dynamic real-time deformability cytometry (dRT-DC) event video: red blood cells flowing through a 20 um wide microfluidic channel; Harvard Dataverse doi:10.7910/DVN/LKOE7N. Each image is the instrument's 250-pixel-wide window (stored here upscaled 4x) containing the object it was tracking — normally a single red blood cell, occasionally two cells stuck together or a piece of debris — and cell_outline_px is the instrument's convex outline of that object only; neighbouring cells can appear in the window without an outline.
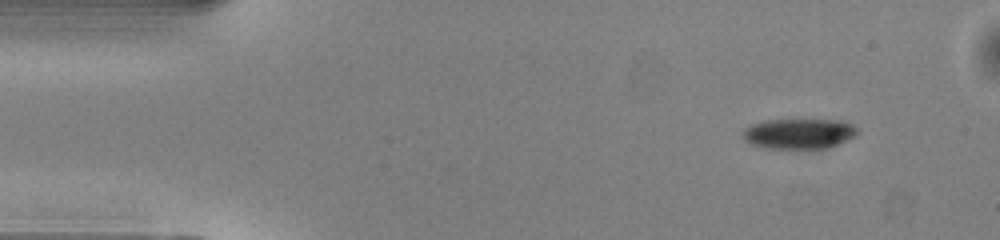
{"species": "common noctule bat (a hibernating species)", "species_latin": "Nyctalus noctula", "temperature_condition": "warm", "stored_images_in_passage": 46, "camera_frame_rate_fps": 3000, "um_per_image_px": 0.085, "animal": {"sex": "male", "body_mass_g": 13.0, "forearm_length_mm": 53.1}, "frame": {"image": 1, "passage_image": 1, "time_ms": 0.0, "image_size_px": [1000, 240], "cell_outline_px": [[860, 132], [856, 136], [848, 140], [828, 148], [764, 148], [748, 144], [744, 140], [740, 132], [744, 128], [752, 124], [764, 120], [844, 120], [852, 124]], "centroid_in_image_um": [67.89, 11.36], "position_along_channel_um": 17.1, "area_um2": 20.58}}
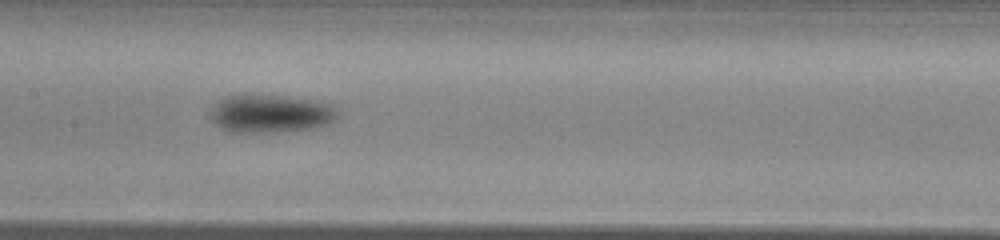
{"frame": {"image": 2, "passage_image": 20, "time_ms": 6.333, "image_size_px": [1000, 240], "cell_outline_px": [[340, 112], [328, 124], [308, 128], [272, 132], [232, 132], [220, 128], [212, 120], [208, 112], [216, 100], [224, 96], [288, 96], [312, 100], [332, 104]], "centroid_in_image_um": [22.95, 9.65], "position_along_channel_um": 184.5, "area_um2": 28.03}}
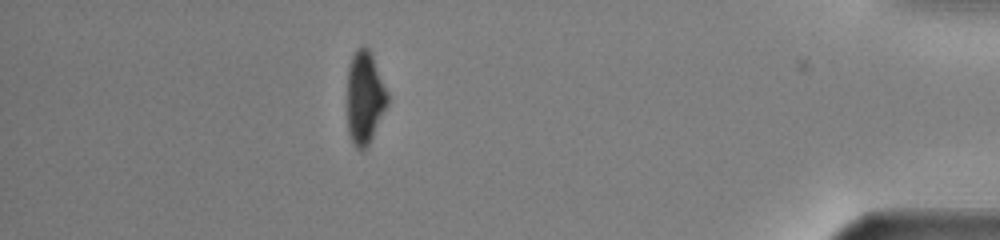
{"frame": {"image": 3, "passage_image": 40, "time_ms": 13.0, "image_size_px": [1000, 240], "cell_outline_px": [[388, 104], [368, 144], [364, 148], [356, 148], [348, 132], [348, 64], [356, 48], [364, 44], [368, 48], [372, 56], [388, 92]], "centroid_in_image_um": [31.0, 8.24], "position_along_channel_um": 404.2, "area_um2": 21.5}, "authors_computed_cell_mechanics": {"area_um2": 24.0737, "velocity_mm_per_s": 4.1057, "shape_relaxation_time_tau1_ms": 2.1256, "shape_relaxation_time_tau2_ms": null, "deformation_change_tau1": 0.1289, "deformation_change_tau2": null}}